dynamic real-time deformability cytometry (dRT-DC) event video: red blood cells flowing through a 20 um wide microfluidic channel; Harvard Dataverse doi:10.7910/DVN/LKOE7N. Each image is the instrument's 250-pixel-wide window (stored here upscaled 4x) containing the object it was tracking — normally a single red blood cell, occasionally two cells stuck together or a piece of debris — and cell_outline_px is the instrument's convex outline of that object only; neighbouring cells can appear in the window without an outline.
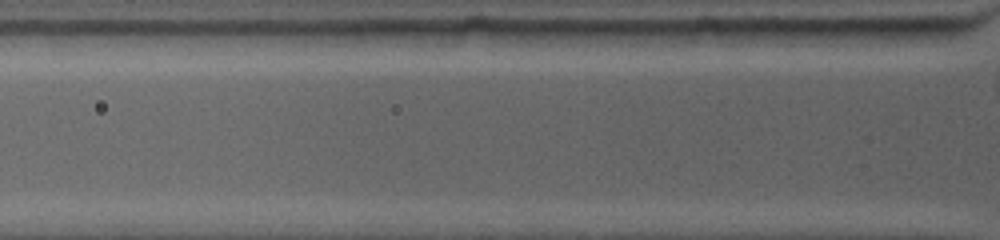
{"species": "common noctule bat (a hibernating species)", "species_latin": "Nyctalus noctula", "temperature_condition": "warm", "stored_images_in_passage": 2, "camera_frame_rate_fps": 4500, "um_per_image_px": 0.085, "animal": {"sex": "female", "body_mass_g": 19.0, "forearm_length_mm": 53.3}, "frame": {"image": 1, "passage_image": 2, "time_ms": 0.222, "image_size_px": [1000, 240], "cell_outline_px": [[652, 32], [640, 48], [636, 48], [556, 44], [540, 32], [544, 28], [604, 28]], "centroid_in_image_um": [50.74, 3.15], "position_along_channel_um": 75.1, "area_um2": 12.43}}